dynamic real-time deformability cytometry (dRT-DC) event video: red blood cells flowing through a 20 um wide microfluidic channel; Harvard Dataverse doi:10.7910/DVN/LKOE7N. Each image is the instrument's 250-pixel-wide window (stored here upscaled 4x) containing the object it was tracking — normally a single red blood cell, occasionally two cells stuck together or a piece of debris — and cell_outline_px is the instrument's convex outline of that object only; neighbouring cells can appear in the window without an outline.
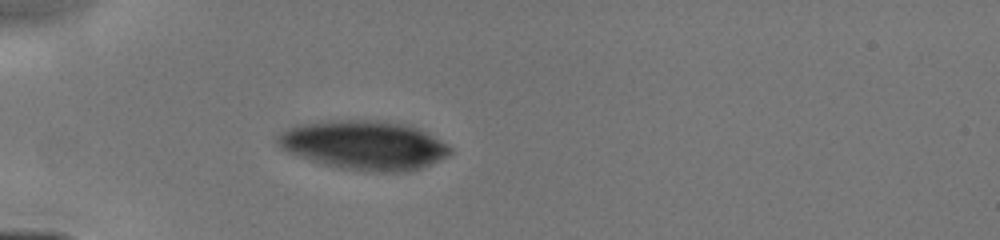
{"species": "human", "species_latin": "Homo sapiens", "temperature_condition": "cold", "stored_images_in_passage": 42, "camera_frame_rate_fps": 3000, "um_per_image_px": 0.085, "donor": {"sex": "male"}, "frame": {"image": 1, "passage_image": 1, "time_ms": 0.0, "image_size_px": [1000, 240], "cell_outline_px": [[452, 152], [448, 156], [440, 160], [420, 168], [408, 172], [372, 172], [340, 168], [324, 164], [288, 152], [280, 148], [276, 140], [276, 136], [280, 132], [296, 124], [320, 120], [376, 120], [408, 124], [420, 128], [428, 132], [452, 148]], "centroid_in_image_um": [30.95, 12.32], "position_along_channel_um": 54.1, "area_um2": 49.88}}
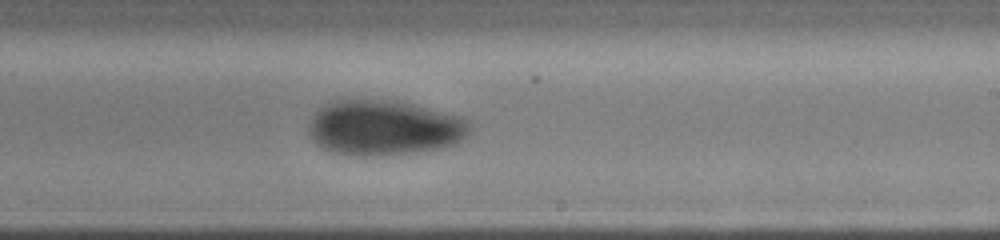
{"frame": {"image": 2, "passage_image": 20, "time_ms": 5.0, "image_size_px": [1000, 240], "cell_outline_px": [[472, 124], [468, 132], [456, 144], [444, 148], [372, 156], [360, 156], [336, 152], [324, 148], [312, 136], [308, 124], [316, 112], [324, 104], [332, 100], [392, 100], [460, 116], [468, 120]], "centroid_in_image_um": [32.67, 10.85], "position_along_channel_um": 256.3, "area_um2": 50.98}}
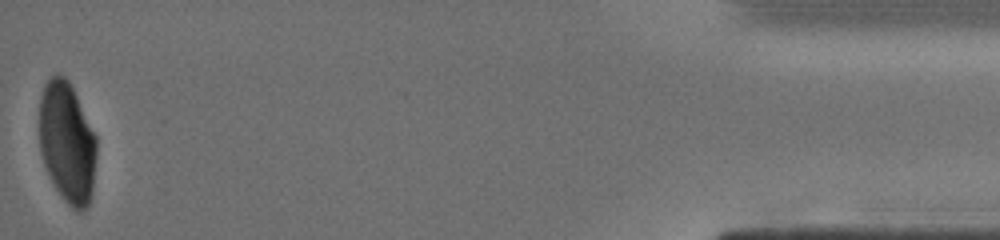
{"frame": {"image": 3, "passage_image": 42, "time_ms": 10.667, "image_size_px": [1000, 240], "cell_outline_px": [[96, 156], [92, 192], [88, 208], [80, 212], [76, 212], [64, 200], [56, 188], [44, 164], [40, 152], [40, 96], [44, 84], [52, 76], [64, 76], [68, 80], [96, 136]], "centroid_in_image_um": [5.71, 12.16], "position_along_channel_um": 429.5, "area_um2": 40.06}}